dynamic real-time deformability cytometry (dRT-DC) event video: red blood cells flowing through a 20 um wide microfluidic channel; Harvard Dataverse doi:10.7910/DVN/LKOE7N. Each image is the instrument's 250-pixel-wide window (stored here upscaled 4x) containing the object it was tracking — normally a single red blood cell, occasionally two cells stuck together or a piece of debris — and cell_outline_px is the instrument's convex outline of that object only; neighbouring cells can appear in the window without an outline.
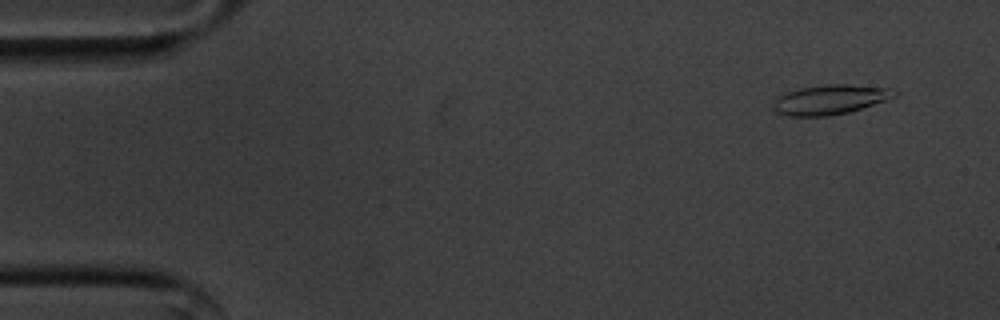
{"species": "common noctule bat (a hibernating species)", "species_latin": "Nyctalus noctula", "temperature_condition": "cold", "stored_images_in_passage": 53, "camera_frame_rate_fps": 3000, "um_per_image_px": 0.085, "animal": {"sex": "male", "body_mass_g": 20.1, "forearm_length_mm": 53.5}, "frame": {"image": 1, "passage_image": 2, "time_ms": 0.333, "image_size_px": [1000, 320], "cell_outline_px": [[900, 92], [896, 96], [888, 100], [848, 112], [828, 116], [784, 116], [776, 112], [772, 108], [772, 96], [800, 88], [828, 84], [848, 84], [888, 88]], "centroid_in_image_um": [70.49, 8.47], "position_along_channel_um": 14.5, "area_um2": 21.33}}
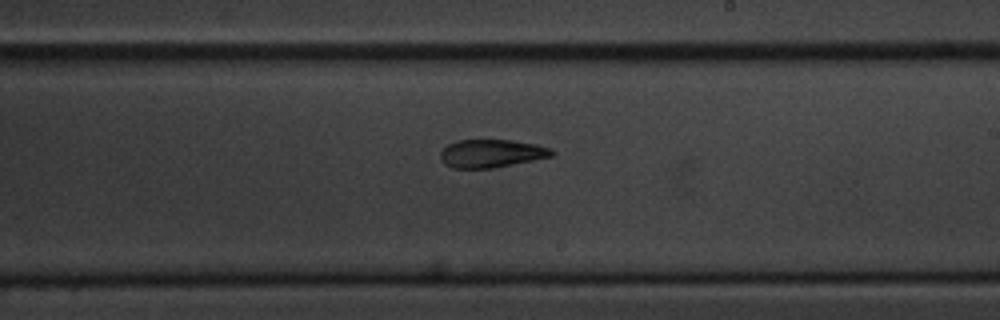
{"frame": {"image": 2, "passage_image": 30, "time_ms": 9.667, "image_size_px": [1000, 320], "cell_outline_px": [[556, 152], [552, 156], [492, 168], [452, 168], [444, 164], [440, 160], [440, 152], [448, 144], [456, 140], [512, 140], [536, 144], [552, 148]], "centroid_in_image_um": [41.75, 13.04], "position_along_channel_um": 247.2, "area_um2": 18.26}}
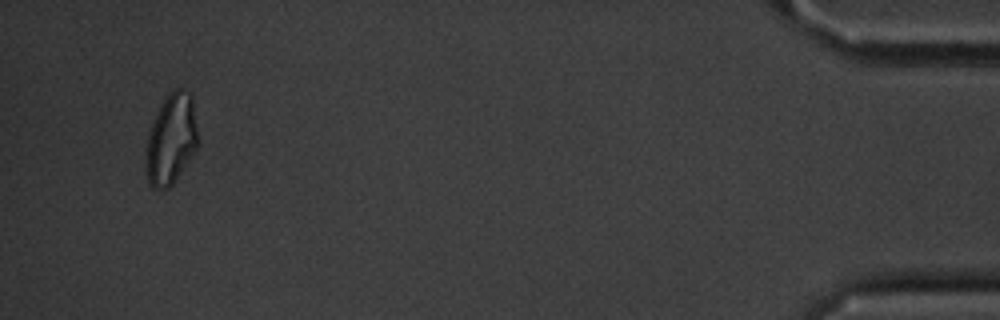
{"frame": {"image": 3, "passage_image": 51, "time_ms": 16.667, "image_size_px": [1000, 320], "cell_outline_px": [[196, 148], [176, 180], [168, 188], [152, 188], [148, 180], [148, 136], [152, 124], [160, 104], [168, 92], [172, 88], [180, 88], [188, 92], [192, 96], [196, 128]], "centroid_in_image_um": [14.56, 11.78], "position_along_channel_um": 420.6, "area_um2": 26.53}, "authors_computed_cell_mechanics": {"area_um2": 19.7098, "velocity_mm_per_s": 3.5919, "shape_relaxation_time_tau1_ms": 9.3303, "shape_relaxation_time_tau2_ms": 6.0792, "deformation_change_tau1": 0.214, "deformation_change_tau2": 0.1537}}